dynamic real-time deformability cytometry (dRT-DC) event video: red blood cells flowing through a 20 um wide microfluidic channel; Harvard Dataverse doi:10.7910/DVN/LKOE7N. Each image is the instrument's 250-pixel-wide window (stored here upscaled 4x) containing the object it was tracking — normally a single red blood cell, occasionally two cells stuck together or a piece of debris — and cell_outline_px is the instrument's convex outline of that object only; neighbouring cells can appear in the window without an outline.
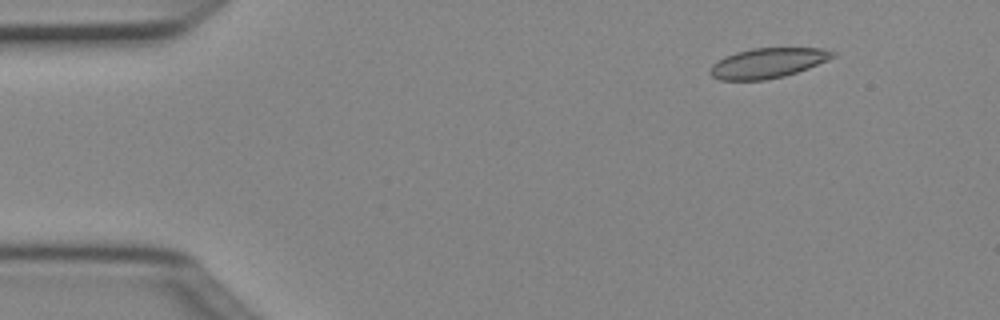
{"species": "Egyptian fruit bat (a non-hibernating species)", "species_latin": "Rousettus aegyptiacus", "temperature_condition": "cold", "stored_images_in_passage": 5, "camera_frame_rate_fps": 3000, "um_per_image_px": 0.085, "animal": {"sex": "female"}, "frame": {"image": 1, "passage_image": 2, "time_ms": 0.333, "image_size_px": [1000, 320], "cell_outline_px": [[836, 56], [828, 60], [808, 68], [784, 76], [764, 80], [720, 80], [712, 76], [708, 72], [708, 68], [716, 60], [724, 56], [736, 52], [752, 48], [824, 48], [836, 52]], "centroid_in_image_um": [65.23, 5.35], "position_along_channel_um": 19.8, "area_um2": 21.62}}
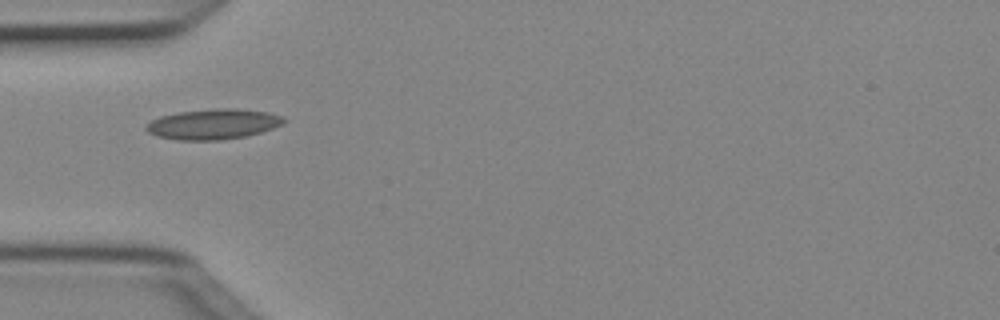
{"frame": {"image": 2, "passage_image": 5, "time_ms": 1.333, "image_size_px": [1000, 320], "cell_outline_px": [[288, 120], [284, 124], [260, 132], [244, 136], [220, 140], [176, 140], [156, 136], [148, 132], [144, 128], [152, 120], [160, 116], [176, 112], [216, 108], [236, 108], [268, 112], [284, 116]], "centroid_in_image_um": [18.14, 10.54], "position_along_channel_um": 66.9, "area_um2": 24.51}}